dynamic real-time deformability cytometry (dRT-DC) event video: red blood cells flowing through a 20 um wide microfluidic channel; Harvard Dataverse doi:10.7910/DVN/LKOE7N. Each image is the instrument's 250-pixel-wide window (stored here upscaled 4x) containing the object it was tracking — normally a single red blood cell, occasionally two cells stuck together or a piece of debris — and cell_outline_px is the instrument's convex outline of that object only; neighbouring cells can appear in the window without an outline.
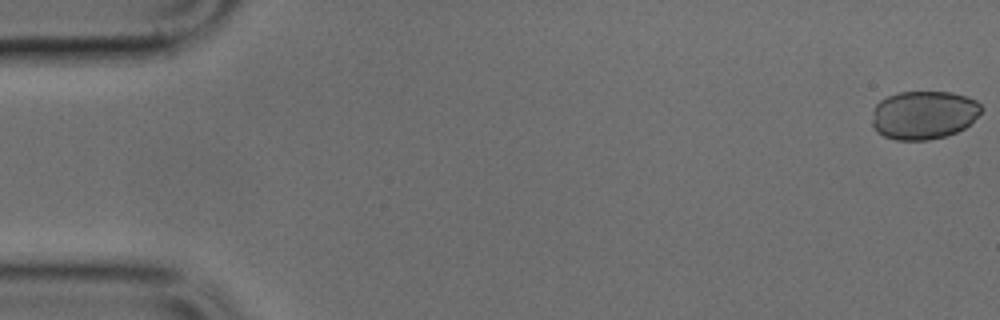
{"species": "common noctule bat (a hibernating species)", "species_latin": "Nyctalus noctula", "temperature_condition": "cold", "stored_images_in_passage": 49, "camera_frame_rate_fps": 3000, "um_per_image_px": 0.085, "animal": {"sex": "male", "body_mass_g": 17.9, "forearm_length_mm": 54.2}, "frame": {"image": 1, "passage_image": 1, "time_ms": 0.0, "image_size_px": [1000, 320], "cell_outline_px": [[984, 108], [964, 128], [956, 132], [944, 136], [928, 140], [896, 140], [884, 136], [876, 132], [872, 128], [872, 120], [876, 104], [880, 100], [896, 92], [952, 92], [976, 100]], "centroid_in_image_um": [78.49, 9.77], "position_along_channel_um": 6.5, "area_um2": 30.81}}
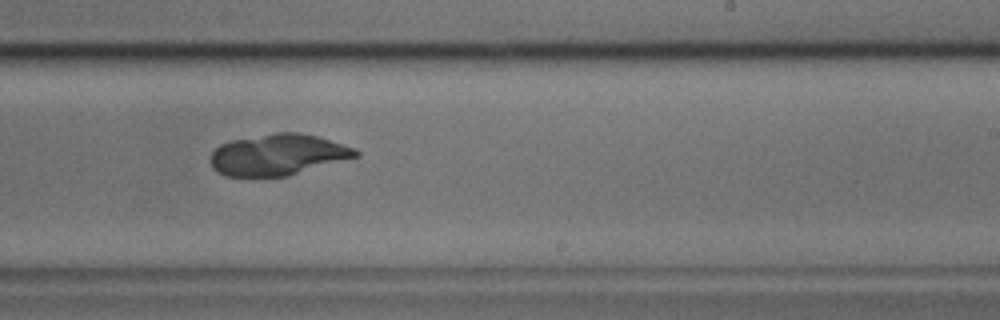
{"frame": {"image": 2, "passage_image": 30, "time_ms": 9.667, "image_size_px": [1000, 320], "cell_outline_px": [[360, 156], [288, 176], [224, 176], [216, 172], [212, 168], [208, 160], [212, 152], [220, 144], [232, 140], [276, 132], [296, 132], [316, 136], [356, 148], [360, 152]], "centroid_in_image_um": [23.61, 13.16], "position_along_channel_um": 265.4, "area_um2": 35.03}}
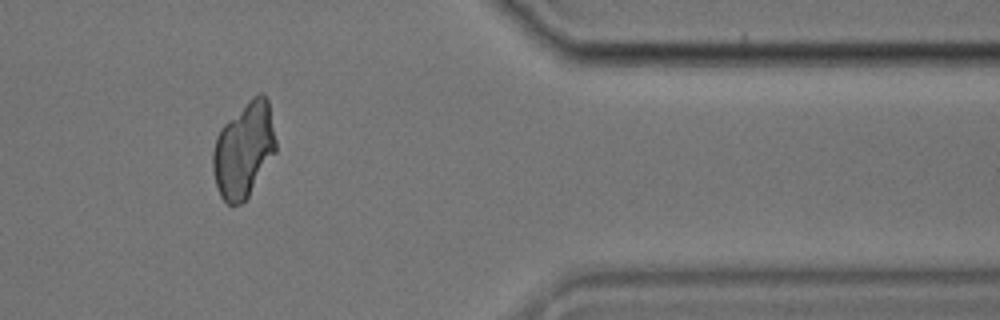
{"frame": {"image": 3, "passage_image": 41, "time_ms": 13.333, "image_size_px": [1000, 320], "cell_outline_px": [[276, 152], [248, 196], [240, 204], [228, 204], [220, 196], [216, 184], [212, 168], [212, 152], [216, 136], [220, 128], [252, 96], [260, 92], [264, 92], [268, 100], [276, 140]], "centroid_in_image_um": [20.72, 12.71], "position_along_channel_um": 390.7, "area_um2": 34.91}}